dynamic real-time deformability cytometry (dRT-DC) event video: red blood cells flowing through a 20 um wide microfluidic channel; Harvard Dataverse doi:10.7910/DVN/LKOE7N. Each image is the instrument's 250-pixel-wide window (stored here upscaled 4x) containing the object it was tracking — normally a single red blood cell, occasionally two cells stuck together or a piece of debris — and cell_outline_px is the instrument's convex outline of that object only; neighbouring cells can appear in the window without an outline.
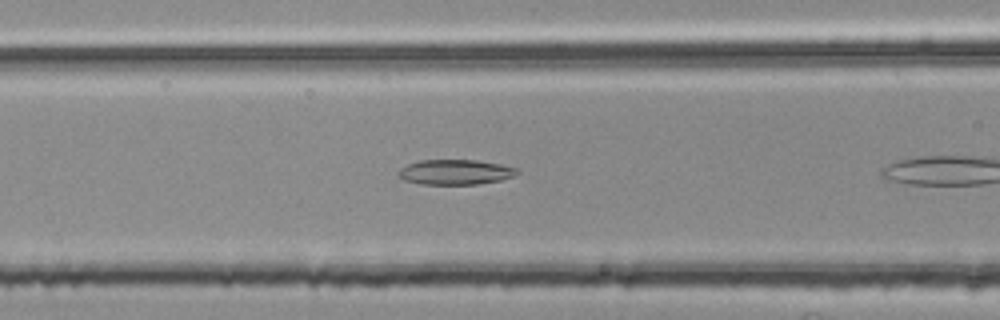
{"species": "common noctule bat (a hibernating species)", "species_latin": "Nyctalus noctula", "temperature_condition": "room temperature", "stored_images_in_passage": 9, "camera_frame_rate_fps": 3000, "um_per_image_px": 0.085, "animal": {"sex": "female", "body_mass_g": 25.1}, "frame": {"image": 1, "passage_image": 7, "time_ms": 2.0, "image_size_px": [1000, 320], "cell_outline_px": [[520, 172], [512, 176], [500, 180], [476, 184], [420, 184], [404, 180], [396, 176], [396, 172], [400, 168], [408, 164], [420, 160], [476, 160], [500, 164], [520, 168]], "centroid_in_image_um": [38.67, 14.62], "position_along_channel_um": 127.9, "area_um2": 17.46}}